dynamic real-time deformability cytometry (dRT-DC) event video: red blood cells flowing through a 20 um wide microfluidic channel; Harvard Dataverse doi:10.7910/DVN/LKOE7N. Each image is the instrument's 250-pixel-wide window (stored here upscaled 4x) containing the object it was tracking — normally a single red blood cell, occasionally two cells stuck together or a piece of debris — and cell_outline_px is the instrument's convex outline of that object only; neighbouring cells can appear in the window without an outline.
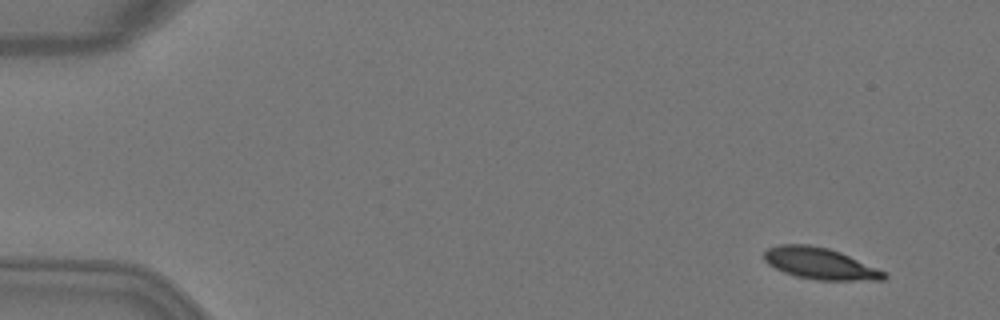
{"species": "Egyptian fruit bat (a non-hibernating species)", "species_latin": "Rousettus aegyptiacus", "temperature_condition": "warm", "stored_images_in_passage": 4, "camera_frame_rate_fps": 3000, "um_per_image_px": 0.085, "animal": {"sex": "female"}, "frame": {"image": 1, "passage_image": 1, "time_ms": 0.0, "image_size_px": [1000, 320], "cell_outline_px": [[888, 276], [884, 280], [816, 280], [796, 276], [784, 272], [768, 264], [764, 260], [764, 252], [768, 248], [780, 244], [808, 244], [828, 248], [840, 252], [888, 272]], "centroid_in_image_um": [69.73, 22.4], "position_along_channel_um": 15.3, "area_um2": 22.08}}